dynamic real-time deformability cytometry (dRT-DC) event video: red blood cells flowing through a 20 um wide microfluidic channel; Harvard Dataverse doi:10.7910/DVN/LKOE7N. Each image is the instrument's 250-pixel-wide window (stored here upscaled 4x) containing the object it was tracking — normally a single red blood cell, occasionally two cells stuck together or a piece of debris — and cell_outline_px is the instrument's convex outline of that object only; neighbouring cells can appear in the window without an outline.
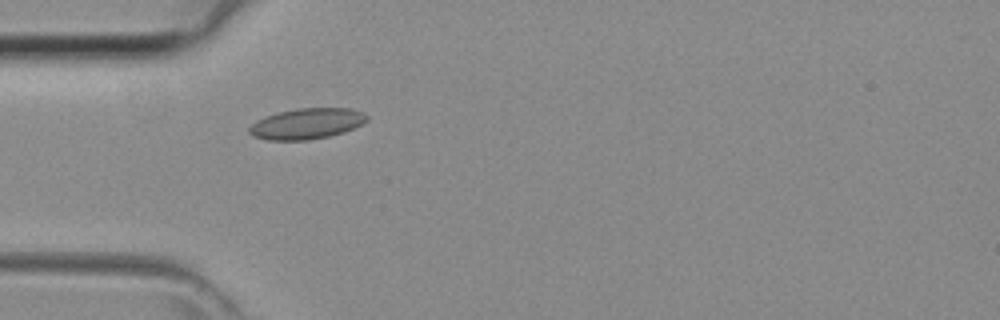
{"species": "common noctule bat (a hibernating species)", "species_latin": "Nyctalus noctula", "temperature_condition": "room temperature", "stored_images_in_passage": 29, "camera_frame_rate_fps": 3000, "um_per_image_px": 0.085, "animal": {"sex": "female", "body_mass_g": 29.2, "forearm_length_mm": 56.3}, "frame": {"image": 1, "passage_image": 1, "time_ms": 0.0, "image_size_px": [1000, 320], "cell_outline_px": [[368, 120], [344, 132], [328, 136], [308, 140], [268, 140], [252, 136], [248, 132], [248, 128], [256, 120], [264, 116], [296, 108], [352, 108], [364, 112], [368, 116]], "centroid_in_image_um": [26.06, 10.5], "position_along_channel_um": 58.9, "area_um2": 21.15}}
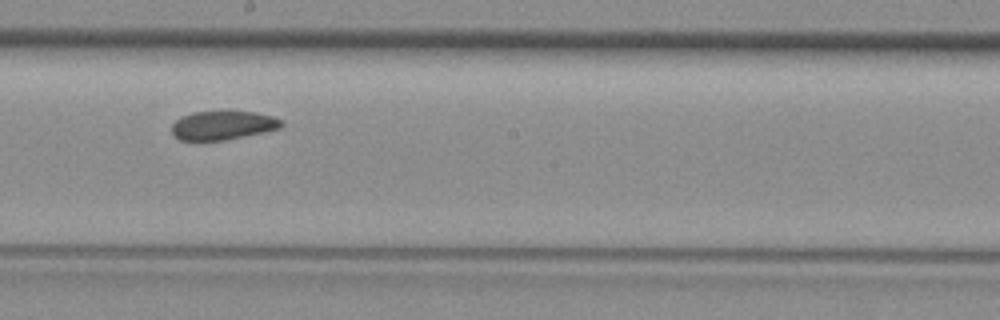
{"frame": {"image": 2, "passage_image": 12, "time_ms": 3.667, "image_size_px": [1000, 320], "cell_outline_px": [[284, 124], [280, 128], [264, 132], [224, 140], [180, 140], [172, 132], [172, 124], [176, 120], [192, 112], [256, 112], [272, 116], [284, 120]], "centroid_in_image_um": [18.98, 10.65], "position_along_channel_um": 229.2, "area_um2": 18.21}}
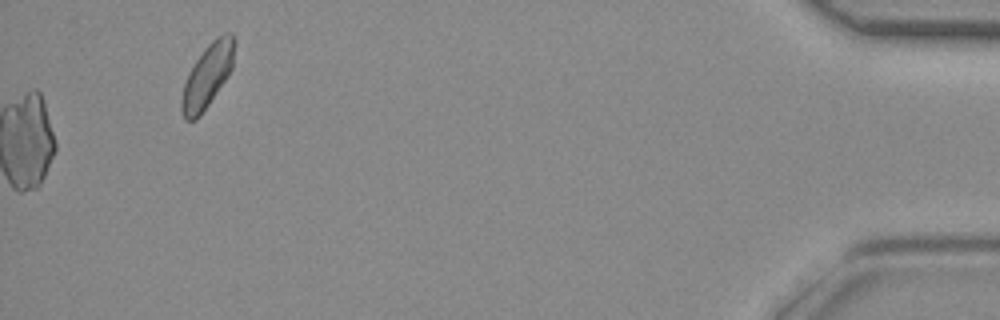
{"frame": {"image": 3, "passage_image": 29, "time_ms": 9.333, "image_size_px": [1000, 320], "cell_outline_px": [[236, 44], [232, 68], [228, 76], [200, 116], [196, 120], [184, 120], [180, 108], [180, 100], [184, 84], [188, 72], [204, 48], [216, 36], [224, 32], [228, 32], [236, 40]], "centroid_in_image_um": [17.63, 6.43], "position_along_channel_um": 417.6, "area_um2": 19.77}}